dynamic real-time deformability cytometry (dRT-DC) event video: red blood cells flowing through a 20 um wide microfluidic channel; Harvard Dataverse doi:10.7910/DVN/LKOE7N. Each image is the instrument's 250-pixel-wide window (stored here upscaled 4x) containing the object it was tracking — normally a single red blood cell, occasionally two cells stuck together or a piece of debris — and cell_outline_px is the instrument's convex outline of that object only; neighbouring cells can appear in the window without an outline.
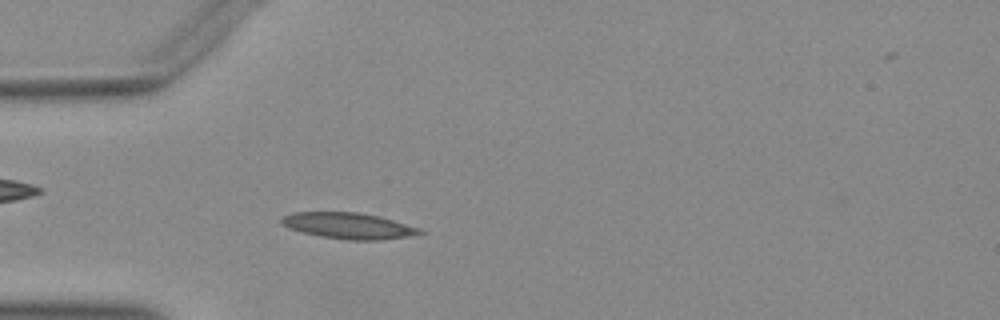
{"species": "Egyptian fruit bat (a non-hibernating species)", "species_latin": "Rousettus aegyptiacus", "temperature_condition": "warm", "stored_images_in_passage": 50, "camera_frame_rate_fps": 3000, "um_per_image_px": 0.085, "animal": {"sex": "female"}, "frame": {"image": 1, "passage_image": 14, "time_ms": 4.333, "image_size_px": [1000, 320], "cell_outline_px": [[424, 232], [408, 236], [380, 240], [348, 240], [320, 236], [288, 228], [280, 220], [284, 216], [292, 212], [356, 212], [380, 216], [420, 228]], "centroid_in_image_um": [29.63, 19.18], "position_along_channel_um": 55.4, "area_um2": 20.81}}
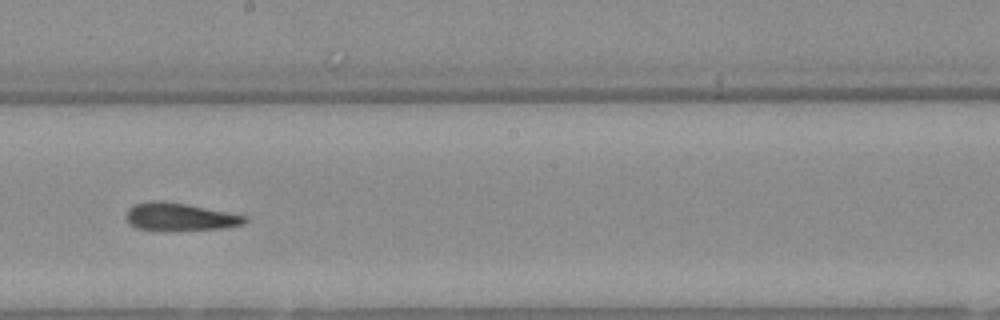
{"frame": {"image": 2, "passage_image": 28, "time_ms": 9.0, "image_size_px": [1000, 320], "cell_outline_px": [[248, 220], [244, 224], [224, 228], [136, 228], [128, 224], [124, 216], [128, 208], [132, 204], [152, 200], [160, 200], [188, 204], [248, 216]], "centroid_in_image_um": [15.25, 18.37], "position_along_channel_um": 232.9, "area_um2": 18.73}}
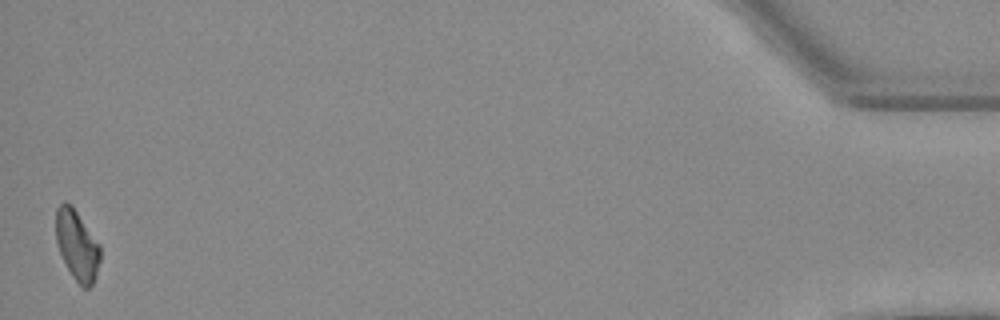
{"frame": {"image": 3, "passage_image": 50, "time_ms": 16.333, "image_size_px": [1000, 320], "cell_outline_px": [[100, 260], [96, 276], [92, 284], [88, 288], [84, 288], [72, 276], [60, 252], [56, 240], [56, 208], [64, 200], [72, 204], [100, 244]], "centroid_in_image_um": [6.55, 20.8], "position_along_channel_um": 428.6, "area_um2": 18.09}}